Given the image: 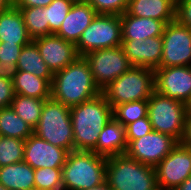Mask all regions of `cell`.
Wrapping results in <instances>:
<instances>
[{
    "label": "cell",
    "mask_w": 191,
    "mask_h": 190,
    "mask_svg": "<svg viewBox=\"0 0 191 190\" xmlns=\"http://www.w3.org/2000/svg\"><path fill=\"white\" fill-rule=\"evenodd\" d=\"M72 3H83V2H87V0H69Z\"/></svg>",
    "instance_id": "b9f144b4"
},
{
    "label": "cell",
    "mask_w": 191,
    "mask_h": 190,
    "mask_svg": "<svg viewBox=\"0 0 191 190\" xmlns=\"http://www.w3.org/2000/svg\"><path fill=\"white\" fill-rule=\"evenodd\" d=\"M34 171L24 161L0 167V184L8 190H34Z\"/></svg>",
    "instance_id": "7402d4cb"
},
{
    "label": "cell",
    "mask_w": 191,
    "mask_h": 190,
    "mask_svg": "<svg viewBox=\"0 0 191 190\" xmlns=\"http://www.w3.org/2000/svg\"><path fill=\"white\" fill-rule=\"evenodd\" d=\"M121 46L132 66L156 70L162 59V36L145 40H122Z\"/></svg>",
    "instance_id": "2e32d148"
},
{
    "label": "cell",
    "mask_w": 191,
    "mask_h": 190,
    "mask_svg": "<svg viewBox=\"0 0 191 190\" xmlns=\"http://www.w3.org/2000/svg\"><path fill=\"white\" fill-rule=\"evenodd\" d=\"M16 66L17 71L29 72L52 83L54 74L43 61L39 49L33 41L23 46Z\"/></svg>",
    "instance_id": "cb8c5ba5"
},
{
    "label": "cell",
    "mask_w": 191,
    "mask_h": 190,
    "mask_svg": "<svg viewBox=\"0 0 191 190\" xmlns=\"http://www.w3.org/2000/svg\"><path fill=\"white\" fill-rule=\"evenodd\" d=\"M122 40H145L148 37L162 36L167 23L171 21H159L153 18H140L128 15L126 12L120 15Z\"/></svg>",
    "instance_id": "ac0fdd59"
},
{
    "label": "cell",
    "mask_w": 191,
    "mask_h": 190,
    "mask_svg": "<svg viewBox=\"0 0 191 190\" xmlns=\"http://www.w3.org/2000/svg\"><path fill=\"white\" fill-rule=\"evenodd\" d=\"M45 100L47 99L15 94L10 107L24 122L34 129L38 125Z\"/></svg>",
    "instance_id": "484cf974"
},
{
    "label": "cell",
    "mask_w": 191,
    "mask_h": 190,
    "mask_svg": "<svg viewBox=\"0 0 191 190\" xmlns=\"http://www.w3.org/2000/svg\"><path fill=\"white\" fill-rule=\"evenodd\" d=\"M107 158L92 151H71L62 167L63 190H87L105 182Z\"/></svg>",
    "instance_id": "277c9868"
},
{
    "label": "cell",
    "mask_w": 191,
    "mask_h": 190,
    "mask_svg": "<svg viewBox=\"0 0 191 190\" xmlns=\"http://www.w3.org/2000/svg\"><path fill=\"white\" fill-rule=\"evenodd\" d=\"M101 93L95 84L90 66L84 56L54 73L51 98L68 107L79 105Z\"/></svg>",
    "instance_id": "7a4b0ae2"
},
{
    "label": "cell",
    "mask_w": 191,
    "mask_h": 190,
    "mask_svg": "<svg viewBox=\"0 0 191 190\" xmlns=\"http://www.w3.org/2000/svg\"><path fill=\"white\" fill-rule=\"evenodd\" d=\"M73 3L69 0H53L46 6V17L49 23V34H56Z\"/></svg>",
    "instance_id": "1f68e13d"
},
{
    "label": "cell",
    "mask_w": 191,
    "mask_h": 190,
    "mask_svg": "<svg viewBox=\"0 0 191 190\" xmlns=\"http://www.w3.org/2000/svg\"><path fill=\"white\" fill-rule=\"evenodd\" d=\"M155 171L159 189L175 190L191 176V148L179 142Z\"/></svg>",
    "instance_id": "8fae6325"
},
{
    "label": "cell",
    "mask_w": 191,
    "mask_h": 190,
    "mask_svg": "<svg viewBox=\"0 0 191 190\" xmlns=\"http://www.w3.org/2000/svg\"><path fill=\"white\" fill-rule=\"evenodd\" d=\"M68 153L67 150L56 147L33 133L25 140L23 161L34 170L47 167L62 168Z\"/></svg>",
    "instance_id": "5bb4252c"
},
{
    "label": "cell",
    "mask_w": 191,
    "mask_h": 190,
    "mask_svg": "<svg viewBox=\"0 0 191 190\" xmlns=\"http://www.w3.org/2000/svg\"><path fill=\"white\" fill-rule=\"evenodd\" d=\"M155 91L154 70L132 66L101 93L112 108L131 101L148 100Z\"/></svg>",
    "instance_id": "5b68a950"
},
{
    "label": "cell",
    "mask_w": 191,
    "mask_h": 190,
    "mask_svg": "<svg viewBox=\"0 0 191 190\" xmlns=\"http://www.w3.org/2000/svg\"><path fill=\"white\" fill-rule=\"evenodd\" d=\"M187 110H188V114H191V100H190V102L187 104Z\"/></svg>",
    "instance_id": "7bdbcfd3"
},
{
    "label": "cell",
    "mask_w": 191,
    "mask_h": 190,
    "mask_svg": "<svg viewBox=\"0 0 191 190\" xmlns=\"http://www.w3.org/2000/svg\"><path fill=\"white\" fill-rule=\"evenodd\" d=\"M33 42L37 45L43 61L53 74L79 57L75 44L65 41L56 34L35 38Z\"/></svg>",
    "instance_id": "9a60e30c"
},
{
    "label": "cell",
    "mask_w": 191,
    "mask_h": 190,
    "mask_svg": "<svg viewBox=\"0 0 191 190\" xmlns=\"http://www.w3.org/2000/svg\"><path fill=\"white\" fill-rule=\"evenodd\" d=\"M36 190H63L62 168H39L34 171Z\"/></svg>",
    "instance_id": "4dcf8cb0"
},
{
    "label": "cell",
    "mask_w": 191,
    "mask_h": 190,
    "mask_svg": "<svg viewBox=\"0 0 191 190\" xmlns=\"http://www.w3.org/2000/svg\"><path fill=\"white\" fill-rule=\"evenodd\" d=\"M13 90L15 94L31 98H51V84L46 79L26 71H17L13 79Z\"/></svg>",
    "instance_id": "603a6c76"
},
{
    "label": "cell",
    "mask_w": 191,
    "mask_h": 190,
    "mask_svg": "<svg viewBox=\"0 0 191 190\" xmlns=\"http://www.w3.org/2000/svg\"><path fill=\"white\" fill-rule=\"evenodd\" d=\"M127 146L125 127L113 117L102 129L92 152L108 158L125 154Z\"/></svg>",
    "instance_id": "d6986e66"
},
{
    "label": "cell",
    "mask_w": 191,
    "mask_h": 190,
    "mask_svg": "<svg viewBox=\"0 0 191 190\" xmlns=\"http://www.w3.org/2000/svg\"><path fill=\"white\" fill-rule=\"evenodd\" d=\"M14 95L13 81L0 77V108L10 107Z\"/></svg>",
    "instance_id": "d590c367"
},
{
    "label": "cell",
    "mask_w": 191,
    "mask_h": 190,
    "mask_svg": "<svg viewBox=\"0 0 191 190\" xmlns=\"http://www.w3.org/2000/svg\"><path fill=\"white\" fill-rule=\"evenodd\" d=\"M129 0H87L97 14L121 15L126 12Z\"/></svg>",
    "instance_id": "d6a6232c"
},
{
    "label": "cell",
    "mask_w": 191,
    "mask_h": 190,
    "mask_svg": "<svg viewBox=\"0 0 191 190\" xmlns=\"http://www.w3.org/2000/svg\"><path fill=\"white\" fill-rule=\"evenodd\" d=\"M105 181L112 190H159L155 167L126 154L107 158Z\"/></svg>",
    "instance_id": "3957f363"
},
{
    "label": "cell",
    "mask_w": 191,
    "mask_h": 190,
    "mask_svg": "<svg viewBox=\"0 0 191 190\" xmlns=\"http://www.w3.org/2000/svg\"><path fill=\"white\" fill-rule=\"evenodd\" d=\"M74 134V150L92 151L102 129L113 118V108L100 93L96 97L70 107Z\"/></svg>",
    "instance_id": "6da1fadb"
},
{
    "label": "cell",
    "mask_w": 191,
    "mask_h": 190,
    "mask_svg": "<svg viewBox=\"0 0 191 190\" xmlns=\"http://www.w3.org/2000/svg\"><path fill=\"white\" fill-rule=\"evenodd\" d=\"M24 145L21 139L0 136V167L22 162Z\"/></svg>",
    "instance_id": "f546056e"
},
{
    "label": "cell",
    "mask_w": 191,
    "mask_h": 190,
    "mask_svg": "<svg viewBox=\"0 0 191 190\" xmlns=\"http://www.w3.org/2000/svg\"><path fill=\"white\" fill-rule=\"evenodd\" d=\"M32 41L19 8L12 5L0 12V44H29Z\"/></svg>",
    "instance_id": "ffe728a7"
},
{
    "label": "cell",
    "mask_w": 191,
    "mask_h": 190,
    "mask_svg": "<svg viewBox=\"0 0 191 190\" xmlns=\"http://www.w3.org/2000/svg\"><path fill=\"white\" fill-rule=\"evenodd\" d=\"M24 18L29 36L33 39L49 35L46 7H17Z\"/></svg>",
    "instance_id": "4316f807"
},
{
    "label": "cell",
    "mask_w": 191,
    "mask_h": 190,
    "mask_svg": "<svg viewBox=\"0 0 191 190\" xmlns=\"http://www.w3.org/2000/svg\"><path fill=\"white\" fill-rule=\"evenodd\" d=\"M148 116V101L139 100L119 104L113 108V117L124 127Z\"/></svg>",
    "instance_id": "83f0119b"
},
{
    "label": "cell",
    "mask_w": 191,
    "mask_h": 190,
    "mask_svg": "<svg viewBox=\"0 0 191 190\" xmlns=\"http://www.w3.org/2000/svg\"><path fill=\"white\" fill-rule=\"evenodd\" d=\"M175 190H191V176L183 181Z\"/></svg>",
    "instance_id": "f35d334b"
},
{
    "label": "cell",
    "mask_w": 191,
    "mask_h": 190,
    "mask_svg": "<svg viewBox=\"0 0 191 190\" xmlns=\"http://www.w3.org/2000/svg\"><path fill=\"white\" fill-rule=\"evenodd\" d=\"M84 58L100 90L132 67L122 46L91 51L84 55Z\"/></svg>",
    "instance_id": "9c48e42d"
},
{
    "label": "cell",
    "mask_w": 191,
    "mask_h": 190,
    "mask_svg": "<svg viewBox=\"0 0 191 190\" xmlns=\"http://www.w3.org/2000/svg\"><path fill=\"white\" fill-rule=\"evenodd\" d=\"M181 144L191 148V114H187Z\"/></svg>",
    "instance_id": "74e56055"
},
{
    "label": "cell",
    "mask_w": 191,
    "mask_h": 190,
    "mask_svg": "<svg viewBox=\"0 0 191 190\" xmlns=\"http://www.w3.org/2000/svg\"><path fill=\"white\" fill-rule=\"evenodd\" d=\"M177 0H129L126 13L140 18L174 21Z\"/></svg>",
    "instance_id": "44dd1931"
},
{
    "label": "cell",
    "mask_w": 191,
    "mask_h": 190,
    "mask_svg": "<svg viewBox=\"0 0 191 190\" xmlns=\"http://www.w3.org/2000/svg\"><path fill=\"white\" fill-rule=\"evenodd\" d=\"M32 134L33 129L11 107L0 108V136L25 141Z\"/></svg>",
    "instance_id": "d4e9b609"
},
{
    "label": "cell",
    "mask_w": 191,
    "mask_h": 190,
    "mask_svg": "<svg viewBox=\"0 0 191 190\" xmlns=\"http://www.w3.org/2000/svg\"><path fill=\"white\" fill-rule=\"evenodd\" d=\"M155 91L188 104L191 100V66L159 67L154 70Z\"/></svg>",
    "instance_id": "4fadbf2b"
},
{
    "label": "cell",
    "mask_w": 191,
    "mask_h": 190,
    "mask_svg": "<svg viewBox=\"0 0 191 190\" xmlns=\"http://www.w3.org/2000/svg\"><path fill=\"white\" fill-rule=\"evenodd\" d=\"M179 23L191 29V0L176 1V18Z\"/></svg>",
    "instance_id": "e575fe53"
},
{
    "label": "cell",
    "mask_w": 191,
    "mask_h": 190,
    "mask_svg": "<svg viewBox=\"0 0 191 190\" xmlns=\"http://www.w3.org/2000/svg\"><path fill=\"white\" fill-rule=\"evenodd\" d=\"M122 44L121 18L119 15L97 14L75 44L79 56L99 49L118 47Z\"/></svg>",
    "instance_id": "ba28073f"
},
{
    "label": "cell",
    "mask_w": 191,
    "mask_h": 190,
    "mask_svg": "<svg viewBox=\"0 0 191 190\" xmlns=\"http://www.w3.org/2000/svg\"><path fill=\"white\" fill-rule=\"evenodd\" d=\"M33 133L68 152L74 151L70 107L50 98L45 100L38 125Z\"/></svg>",
    "instance_id": "8992f818"
},
{
    "label": "cell",
    "mask_w": 191,
    "mask_h": 190,
    "mask_svg": "<svg viewBox=\"0 0 191 190\" xmlns=\"http://www.w3.org/2000/svg\"><path fill=\"white\" fill-rule=\"evenodd\" d=\"M87 190H112L110 185L105 181L101 183L100 185L94 186Z\"/></svg>",
    "instance_id": "60d3db41"
},
{
    "label": "cell",
    "mask_w": 191,
    "mask_h": 190,
    "mask_svg": "<svg viewBox=\"0 0 191 190\" xmlns=\"http://www.w3.org/2000/svg\"><path fill=\"white\" fill-rule=\"evenodd\" d=\"M0 190H8L5 186H3L2 184H0Z\"/></svg>",
    "instance_id": "ee69618b"
},
{
    "label": "cell",
    "mask_w": 191,
    "mask_h": 190,
    "mask_svg": "<svg viewBox=\"0 0 191 190\" xmlns=\"http://www.w3.org/2000/svg\"><path fill=\"white\" fill-rule=\"evenodd\" d=\"M53 0H13L16 7H46Z\"/></svg>",
    "instance_id": "8d00e7d4"
},
{
    "label": "cell",
    "mask_w": 191,
    "mask_h": 190,
    "mask_svg": "<svg viewBox=\"0 0 191 190\" xmlns=\"http://www.w3.org/2000/svg\"><path fill=\"white\" fill-rule=\"evenodd\" d=\"M148 101V117L156 132L170 135L178 142L181 141L186 116L187 105L154 91Z\"/></svg>",
    "instance_id": "52a82bcc"
},
{
    "label": "cell",
    "mask_w": 191,
    "mask_h": 190,
    "mask_svg": "<svg viewBox=\"0 0 191 190\" xmlns=\"http://www.w3.org/2000/svg\"><path fill=\"white\" fill-rule=\"evenodd\" d=\"M152 131L153 128L148 116L129 123L125 126L127 143L129 144L132 140L139 139Z\"/></svg>",
    "instance_id": "836d02e7"
},
{
    "label": "cell",
    "mask_w": 191,
    "mask_h": 190,
    "mask_svg": "<svg viewBox=\"0 0 191 190\" xmlns=\"http://www.w3.org/2000/svg\"><path fill=\"white\" fill-rule=\"evenodd\" d=\"M13 5V0H0V12L10 8Z\"/></svg>",
    "instance_id": "ab89813d"
},
{
    "label": "cell",
    "mask_w": 191,
    "mask_h": 190,
    "mask_svg": "<svg viewBox=\"0 0 191 190\" xmlns=\"http://www.w3.org/2000/svg\"><path fill=\"white\" fill-rule=\"evenodd\" d=\"M96 15V11L88 2L73 3L56 35L76 44Z\"/></svg>",
    "instance_id": "e0dca14e"
},
{
    "label": "cell",
    "mask_w": 191,
    "mask_h": 190,
    "mask_svg": "<svg viewBox=\"0 0 191 190\" xmlns=\"http://www.w3.org/2000/svg\"><path fill=\"white\" fill-rule=\"evenodd\" d=\"M179 142L170 135L152 131L145 136L132 140L126 155L152 167H156Z\"/></svg>",
    "instance_id": "7c38bea8"
},
{
    "label": "cell",
    "mask_w": 191,
    "mask_h": 190,
    "mask_svg": "<svg viewBox=\"0 0 191 190\" xmlns=\"http://www.w3.org/2000/svg\"><path fill=\"white\" fill-rule=\"evenodd\" d=\"M160 67L191 66V29L176 19L167 23L162 35Z\"/></svg>",
    "instance_id": "30bf717a"
},
{
    "label": "cell",
    "mask_w": 191,
    "mask_h": 190,
    "mask_svg": "<svg viewBox=\"0 0 191 190\" xmlns=\"http://www.w3.org/2000/svg\"><path fill=\"white\" fill-rule=\"evenodd\" d=\"M28 44H0V77L13 81L17 61L23 46Z\"/></svg>",
    "instance_id": "f1b7e54d"
}]
</instances>
